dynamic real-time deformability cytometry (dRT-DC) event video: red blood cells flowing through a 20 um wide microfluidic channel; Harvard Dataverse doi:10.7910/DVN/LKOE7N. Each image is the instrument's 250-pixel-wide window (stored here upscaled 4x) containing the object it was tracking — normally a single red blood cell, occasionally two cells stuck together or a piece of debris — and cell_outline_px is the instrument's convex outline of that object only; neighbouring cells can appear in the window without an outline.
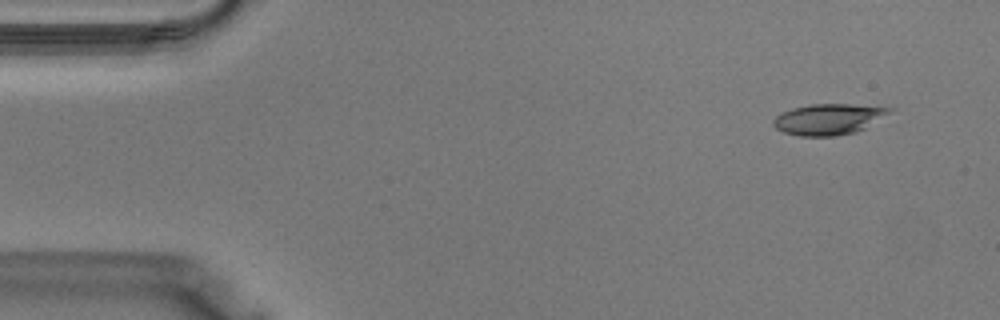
{"species": "Egyptian fruit bat (a non-hibernating species)", "species_latin": "Rousettus aegyptiacus", "temperature_condition": "warm", "stored_images_in_passage": 31, "camera_frame_rate_fps": 3000, "um_per_image_px": 0.085, "animal": {"sex": "male"}, "frame": {"image": 1, "passage_image": 3, "time_ms": 0.667, "image_size_px": [1000, 320], "cell_outline_px": [[896, 108], [864, 128], [856, 132], [836, 136], [800, 136], [784, 132], [776, 128], [772, 124], [772, 120], [776, 116], [792, 108], [808, 104], [852, 104]], "centroid_in_image_um": [70.4, 10.13], "position_along_channel_um": 14.6, "area_um2": 20.81}}
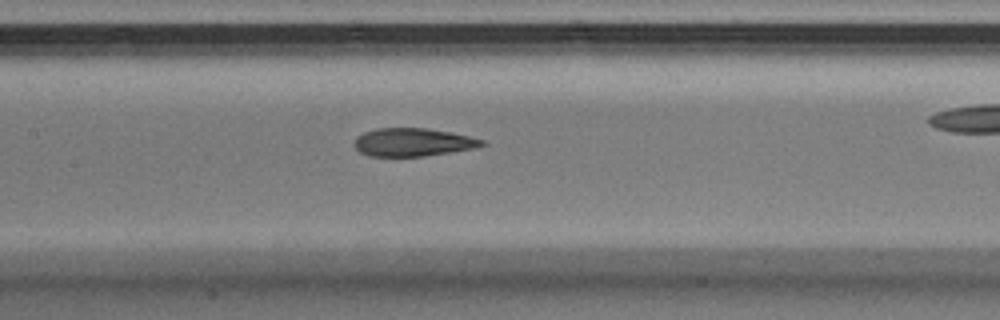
{"frame": {"image": 2, "passage_image": 18, "time_ms": 5.667, "image_size_px": [1000, 320], "cell_outline_px": [[488, 144], [472, 148], [424, 156], [368, 156], [360, 152], [352, 144], [356, 136], [364, 132], [376, 128], [424, 128], [448, 132], [468, 136], [484, 140]], "centroid_in_image_um": [35.03, 12.08], "position_along_channel_um": 172.4, "area_um2": 20.75}}
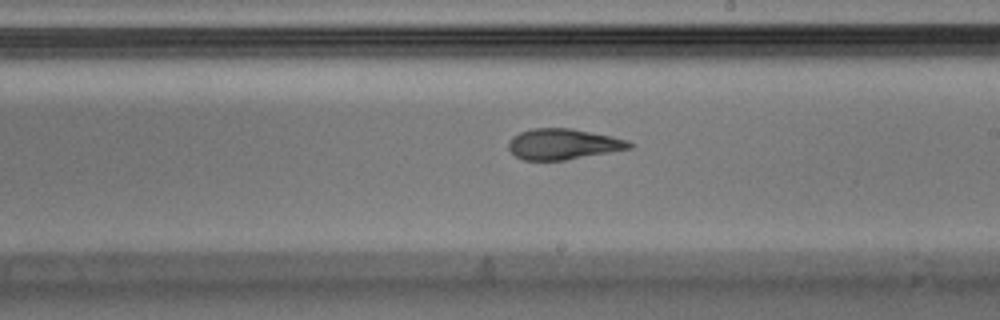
{"frame": {"image": 3, "passage_image": 22, "time_ms": 7.0, "image_size_px": [1000, 320], "cell_outline_px": [[636, 144], [632, 148], [564, 160], [524, 160], [516, 156], [508, 148], [508, 140], [512, 136], [520, 132], [532, 128], [572, 128], [612, 136], [628, 140]], "centroid_in_image_um": [47.87, 12.24], "position_along_channel_um": 241.1, "area_um2": 21.73}}